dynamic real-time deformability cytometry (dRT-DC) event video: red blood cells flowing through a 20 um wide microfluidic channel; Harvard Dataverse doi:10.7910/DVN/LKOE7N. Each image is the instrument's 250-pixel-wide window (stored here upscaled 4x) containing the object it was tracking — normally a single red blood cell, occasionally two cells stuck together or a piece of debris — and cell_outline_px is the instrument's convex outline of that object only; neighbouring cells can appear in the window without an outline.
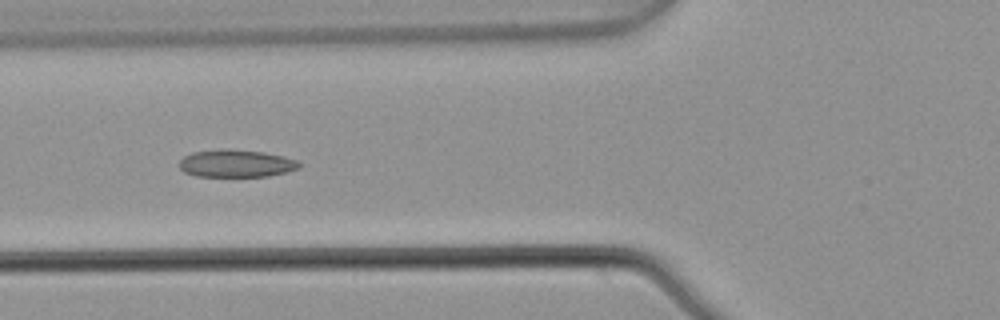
{"species": "common noctule bat (a hibernating species)", "species_latin": "Nyctalus noctula", "temperature_condition": "warm", "stored_images_in_passage": 5, "camera_frame_rate_fps": 3000, "um_per_image_px": 0.085, "animal": {"sex": "male", "body_mass_g": 21.5, "forearm_length_mm": 52.0}, "frame": {"image": 1, "passage_image": 4, "time_ms": 1.0, "image_size_px": [1000, 320], "cell_outline_px": [[304, 164], [300, 168], [288, 172], [268, 176], [196, 176], [184, 172], [180, 168], [180, 160], [184, 156], [192, 152], [264, 152], [284, 156], [296, 160]], "centroid_in_image_um": [20.16, 13.95], "position_along_channel_um": 105.6, "area_um2": 18.38}}
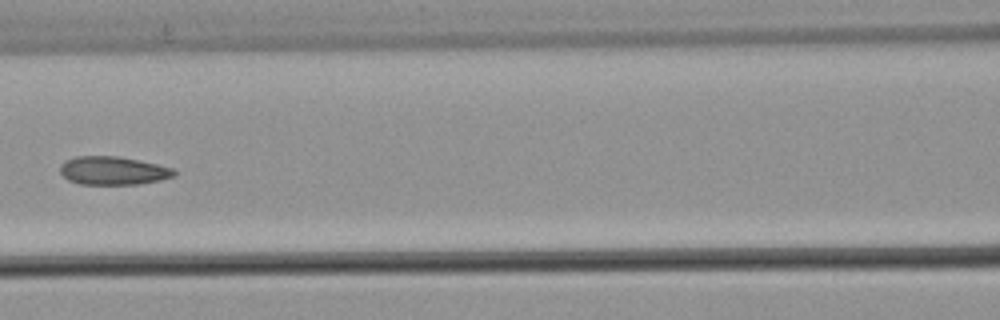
{"frame": {"image": 2, "passage_image": 5, "time_ms": 1.333, "image_size_px": [1000, 320], "cell_outline_px": [[176, 176], [160, 180], [140, 184], [80, 184], [68, 180], [60, 172], [60, 164], [76, 156], [116, 156], [140, 160], [176, 168]], "centroid_in_image_um": [9.66, 14.5], "position_along_channel_um": 156.9, "area_um2": 18.96}}